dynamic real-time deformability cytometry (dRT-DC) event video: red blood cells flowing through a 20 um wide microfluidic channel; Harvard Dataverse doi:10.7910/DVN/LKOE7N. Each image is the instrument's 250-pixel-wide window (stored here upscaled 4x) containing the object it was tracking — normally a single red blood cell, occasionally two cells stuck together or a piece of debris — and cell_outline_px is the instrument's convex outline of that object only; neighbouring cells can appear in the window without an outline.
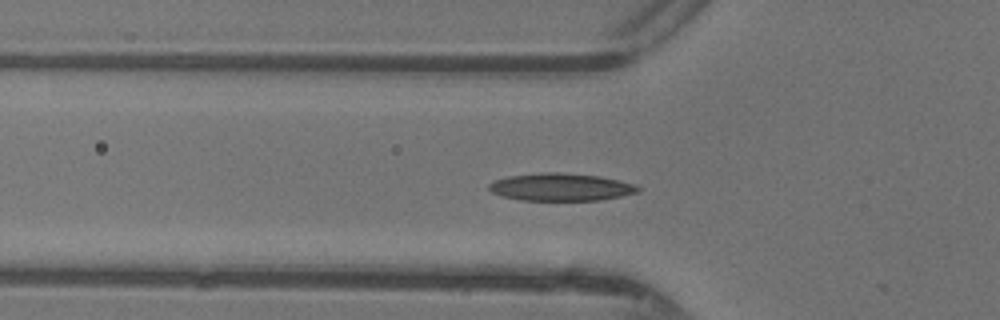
{"species": "common noctule bat (a hibernating species)", "species_latin": "Nyctalus noctula", "temperature_condition": "warm", "stored_images_in_passage": 15, "camera_frame_rate_fps": 3000, "um_per_image_px": 0.085, "animal": {"sex": "female"}, "frame": {"image": 1, "passage_image": 5, "time_ms": 1.333, "image_size_px": [1000, 320], "cell_outline_px": [[640, 192], [600, 200], [520, 200], [500, 196], [492, 192], [488, 188], [488, 184], [496, 180], [508, 176], [544, 172], [556, 172], [600, 176], [636, 184], [640, 188]], "centroid_in_image_um": [47.67, 15.9], "position_along_channel_um": 78.1, "area_um2": 23.93}}
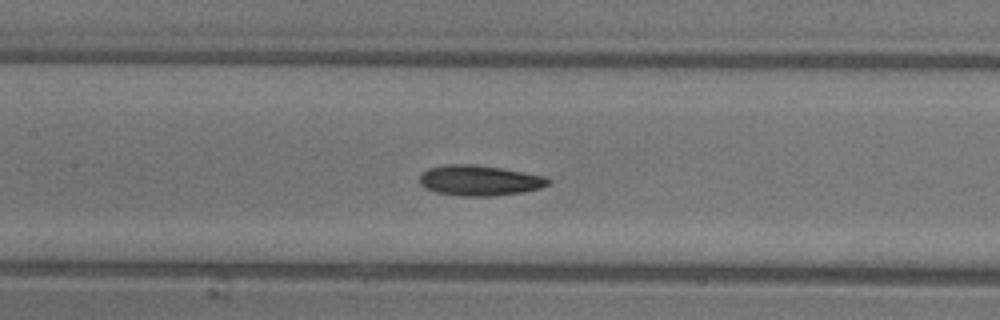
{"frame": {"image": 2, "passage_image": 11, "time_ms": 3.333, "image_size_px": [1000, 320], "cell_outline_px": [[552, 180], [548, 184], [540, 188], [524, 192], [496, 196], [460, 196], [436, 192], [424, 188], [420, 184], [420, 172], [428, 168], [444, 164], [472, 164], [500, 168], [548, 176]], "centroid_in_image_um": [40.75, 15.34], "position_along_channel_um": 166.6, "area_um2": 23.12}}
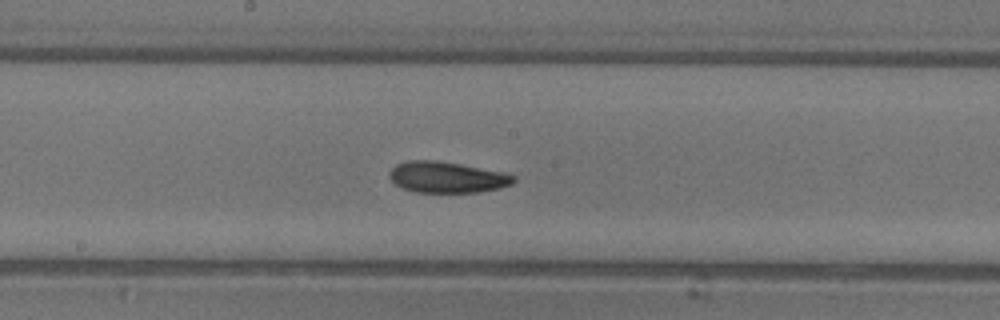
{"frame": {"image": 3, "passage_image": 14, "time_ms": 4.333, "image_size_px": [1000, 320], "cell_outline_px": [[516, 180], [512, 184], [500, 188], [476, 192], [416, 192], [400, 188], [388, 176], [388, 172], [396, 164], [408, 160], [436, 160], [460, 164], [504, 172], [516, 176]], "centroid_in_image_um": [37.98, 15.06], "position_along_channel_um": 210.2, "area_um2": 22.6}}